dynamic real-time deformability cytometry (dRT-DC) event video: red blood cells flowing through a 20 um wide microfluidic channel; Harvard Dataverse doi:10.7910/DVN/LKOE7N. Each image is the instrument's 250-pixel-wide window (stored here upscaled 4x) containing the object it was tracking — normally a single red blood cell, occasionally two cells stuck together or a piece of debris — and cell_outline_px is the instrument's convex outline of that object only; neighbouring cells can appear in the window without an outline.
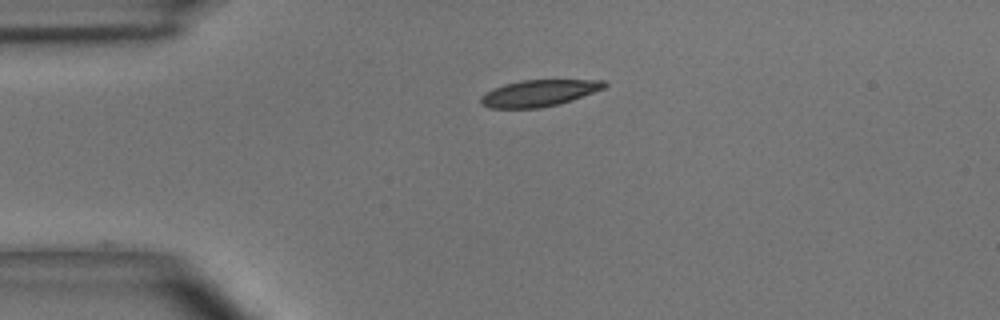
{"species": "common noctule bat (a hibernating species)", "species_latin": "Nyctalus noctula", "temperature_condition": "room temperature", "stored_images_in_passage": 39, "camera_frame_rate_fps": 3000, "um_per_image_px": 0.085, "animal": {"sex": "male", "body_mass_g": 15.6}, "frame": {"image": 1, "passage_image": 1, "time_ms": 0.0, "image_size_px": [1000, 320], "cell_outline_px": [[608, 84], [604, 88], [572, 100], [556, 104], [536, 108], [492, 108], [480, 104], [480, 96], [484, 92], [492, 88], [504, 84], [520, 80], [604, 80]], "centroid_in_image_um": [45.76, 7.9], "position_along_channel_um": 39.2, "area_um2": 19.07}}
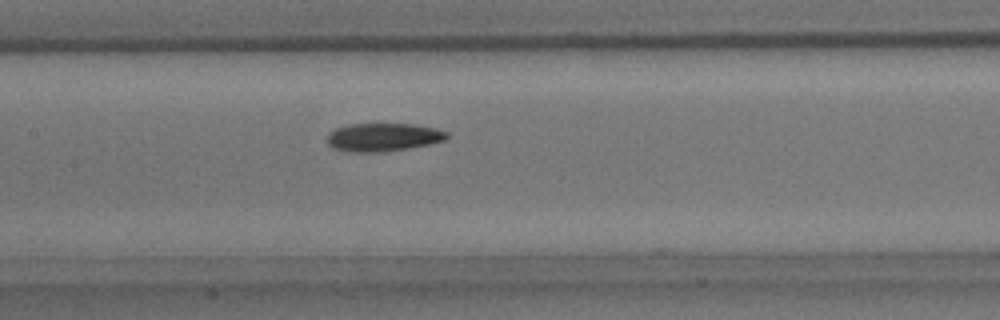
{"frame": {"image": 2, "passage_image": 13, "time_ms": 4.0, "image_size_px": [1000, 320], "cell_outline_px": [[448, 136], [444, 140], [428, 144], [408, 148], [384, 152], [352, 152], [332, 148], [328, 144], [328, 132], [336, 128], [348, 124], [416, 124], [436, 128], [448, 132]], "centroid_in_image_um": [32.55, 11.66], "position_along_channel_um": 174.8, "area_um2": 19.71}}
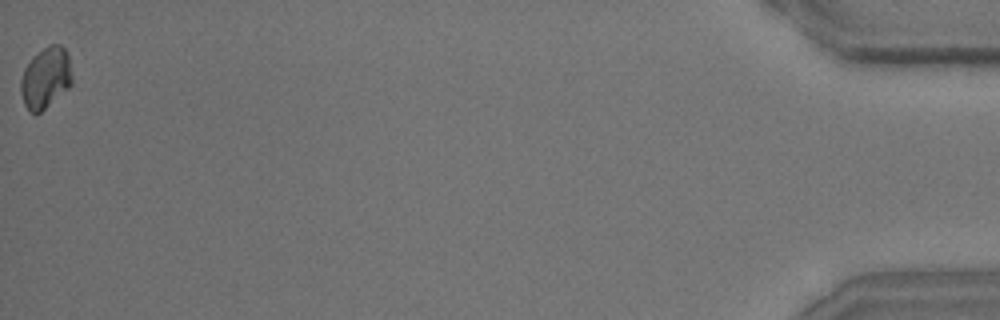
{"frame": {"image": 3, "passage_image": 39, "time_ms": 12.667, "image_size_px": [1000, 320], "cell_outline_px": [[72, 84], [68, 88], [40, 112], [28, 112], [24, 104], [20, 92], [20, 80], [24, 68], [32, 56], [48, 44], [60, 44], [68, 52], [72, 76]], "centroid_in_image_um": [3.87, 6.58], "position_along_channel_um": 431.3, "area_um2": 18.44}, "authors_computed_cell_mechanics": {"area_um2": 19.074, "velocity_mm_per_s": 4.0483, "shape_relaxation_time_tau1_ms": 3.0255, "shape_relaxation_time_tau2_ms": null, "deformation_change_tau1": 0.1046, "deformation_change_tau2": null}}